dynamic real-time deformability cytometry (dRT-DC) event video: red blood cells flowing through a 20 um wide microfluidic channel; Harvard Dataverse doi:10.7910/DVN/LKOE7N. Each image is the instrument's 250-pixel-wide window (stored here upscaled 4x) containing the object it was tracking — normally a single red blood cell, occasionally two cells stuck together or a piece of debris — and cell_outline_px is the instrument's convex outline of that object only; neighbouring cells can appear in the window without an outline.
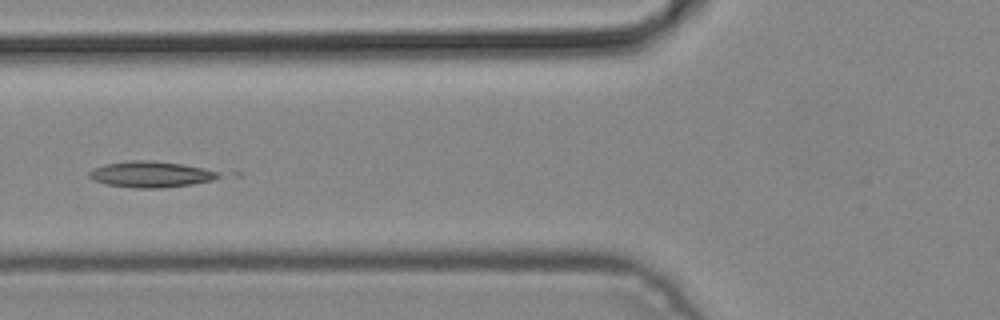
{"species": "common noctule bat (a hibernating species)", "species_latin": "Nyctalus noctula", "temperature_condition": "cold", "stored_images_in_passage": 4, "camera_frame_rate_fps": 3000, "um_per_image_px": 0.085, "animal": {"sex": "male", "body_mass_g": 19.2, "forearm_length_mm": 51.8}, "frame": {"image": 1, "passage_image": 4, "time_ms": 1.0, "image_size_px": [1000, 320], "cell_outline_px": [[220, 176], [212, 180], [192, 184], [160, 188], [136, 188], [108, 184], [96, 180], [88, 176], [88, 172], [104, 164], [132, 160], [152, 160], [184, 164], [204, 168], [220, 172]], "centroid_in_image_um": [12.85, 14.8], "position_along_channel_um": 112.9, "area_um2": 19.48}}